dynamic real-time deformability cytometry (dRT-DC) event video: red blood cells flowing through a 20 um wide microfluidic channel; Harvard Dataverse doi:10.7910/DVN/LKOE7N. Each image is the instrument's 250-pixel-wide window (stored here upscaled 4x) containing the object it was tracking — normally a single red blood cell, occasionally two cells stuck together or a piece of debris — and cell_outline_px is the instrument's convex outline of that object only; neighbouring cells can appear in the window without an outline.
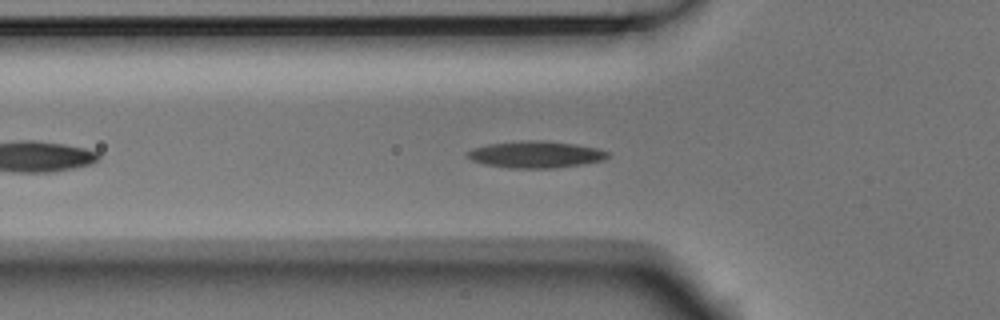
{"species": "Egyptian fruit bat (a non-hibernating species)", "species_latin": "Rousettus aegyptiacus", "temperature_condition": "room temperature", "stored_images_in_passage": 29, "camera_frame_rate_fps": 3000, "um_per_image_px": 0.085, "animal": {"sex": "male"}, "frame": {"image": 1, "passage_image": 8, "time_ms": 2.333, "image_size_px": [1000, 320], "cell_outline_px": [[612, 152], [604, 160], [556, 168], [508, 168], [484, 164], [472, 160], [464, 156], [472, 148], [488, 144], [520, 140], [544, 140], [576, 144], [596, 148]], "centroid_in_image_um": [45.52, 13.12], "position_along_channel_um": 80.3, "area_um2": 22.08}}
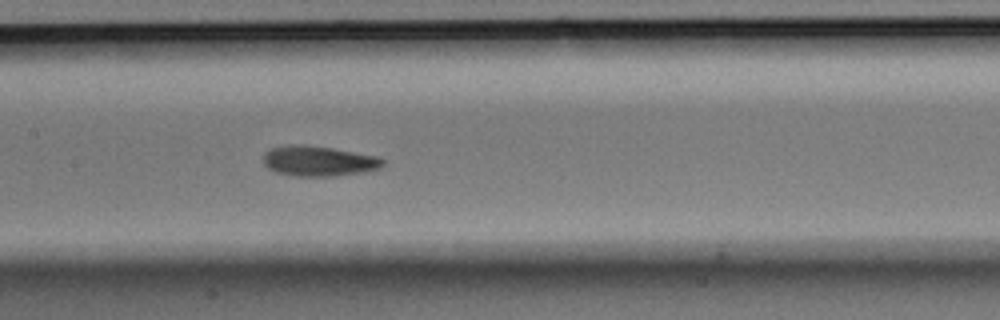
{"frame": {"image": 2, "passage_image": 16, "time_ms": 5.0, "image_size_px": [1000, 320], "cell_outline_px": [[384, 164], [380, 168], [364, 172], [336, 176], [292, 176], [276, 172], [268, 168], [264, 164], [264, 152], [268, 148], [288, 144], [304, 144], [332, 148], [376, 156], [384, 160]], "centroid_in_image_um": [27.04, 13.68], "position_along_channel_um": 180.4, "area_um2": 21.27}}
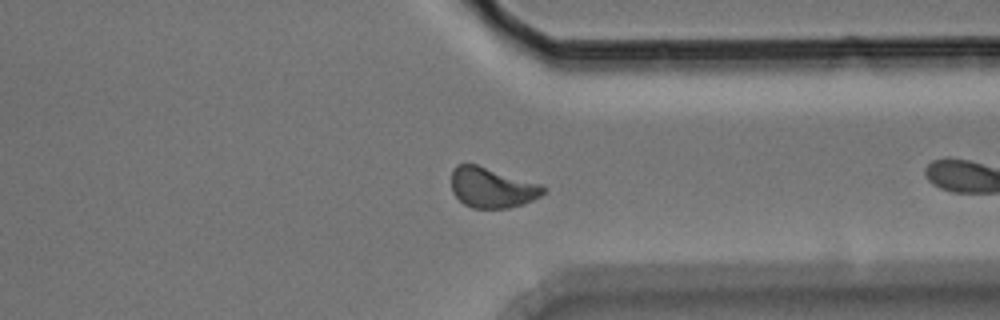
{"frame": {"image": 3, "passage_image": 28, "time_ms": 9.0, "image_size_px": [1000, 320], "cell_outline_px": [[544, 192], [540, 196], [532, 200], [508, 208], [472, 208], [464, 204], [452, 192], [452, 168], [456, 164], [476, 164], [540, 184], [544, 188]], "centroid_in_image_um": [41.77, 15.94], "position_along_channel_um": 369.6, "area_um2": 21.27}}